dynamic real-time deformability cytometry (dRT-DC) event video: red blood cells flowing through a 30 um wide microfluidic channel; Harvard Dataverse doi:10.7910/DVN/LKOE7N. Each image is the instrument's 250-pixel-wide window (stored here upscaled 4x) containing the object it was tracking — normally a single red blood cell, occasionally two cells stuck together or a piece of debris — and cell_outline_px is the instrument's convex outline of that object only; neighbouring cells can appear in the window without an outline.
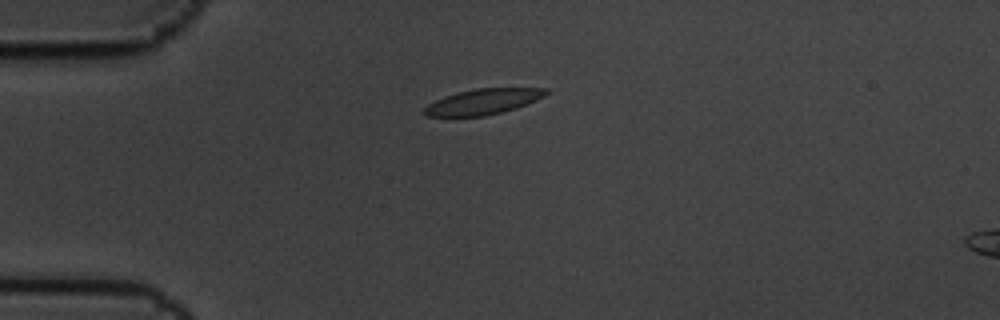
{"species": "common noctule bat (a hibernating species)", "species_latin": "Nyctalus noctula", "temperature_condition": "cold", "stored_images_in_passage": 3, "segment_of_instrument_passage": [1, 2], "camera_frame_rate_fps": 3000, "um_per_image_px": 0.085, "animal": {"sex": "male", "body_mass_g": 19.5, "forearm_length_mm": 54.6}, "frame": {"image": 1, "passage_image": 1, "time_ms": 0.0, "image_size_px": [1000, 320], "cell_outline_px": [[548, 92], [544, 96], [536, 100], [516, 108], [484, 116], [424, 116], [420, 112], [428, 104], [444, 96], [456, 92], [476, 88], [548, 88]], "centroid_in_image_um": [41.01, 8.64], "position_along_channel_um": 44.0, "area_um2": 18.15}}